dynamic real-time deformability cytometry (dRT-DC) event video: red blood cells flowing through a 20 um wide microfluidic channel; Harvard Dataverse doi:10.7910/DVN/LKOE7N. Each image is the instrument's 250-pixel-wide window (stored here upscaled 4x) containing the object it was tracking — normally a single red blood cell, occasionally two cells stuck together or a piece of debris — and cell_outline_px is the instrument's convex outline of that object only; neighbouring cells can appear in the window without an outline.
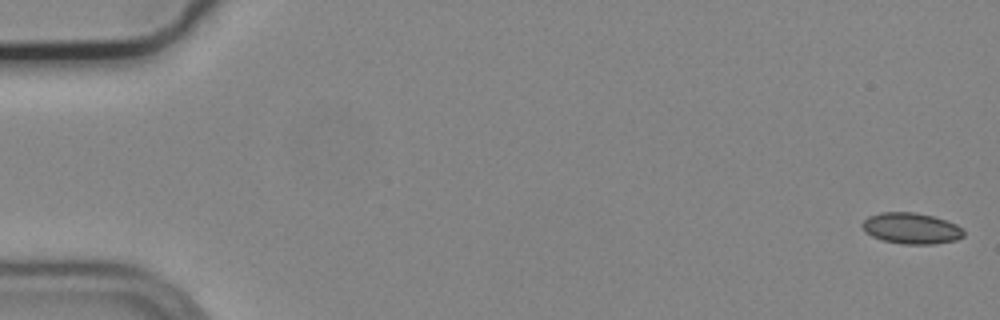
{"species": "common noctule bat (a hibernating species)", "species_latin": "Nyctalus noctula", "temperature_condition": "cold", "stored_images_in_passage": 55, "camera_frame_rate_fps": 3000, "um_per_image_px": 0.085, "animal": {"sex": "male", "body_mass_g": 19.2, "forearm_length_mm": 51.8}, "frame": {"image": 1, "passage_image": 1, "time_ms": 0.0, "image_size_px": [1000, 320], "cell_outline_px": [[964, 236], [956, 240], [932, 244], [904, 244], [884, 240], [872, 236], [864, 232], [860, 224], [868, 216], [880, 212], [912, 212], [932, 216], [956, 224], [964, 232]], "centroid_in_image_um": [77.41, 19.4], "position_along_channel_um": 7.6, "area_um2": 18.26}}
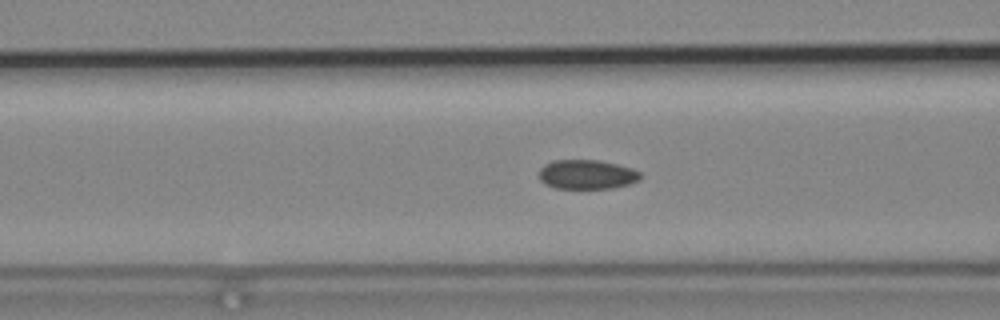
{"frame": {"image": 2, "passage_image": 22, "time_ms": 7.0, "image_size_px": [1000, 320], "cell_outline_px": [[640, 180], [628, 184], [612, 188], [556, 188], [544, 184], [540, 180], [540, 168], [544, 164], [552, 160], [600, 160], [632, 168], [640, 172]], "centroid_in_image_um": [49.87, 14.82], "position_along_channel_um": 116.7, "area_um2": 17.34}}
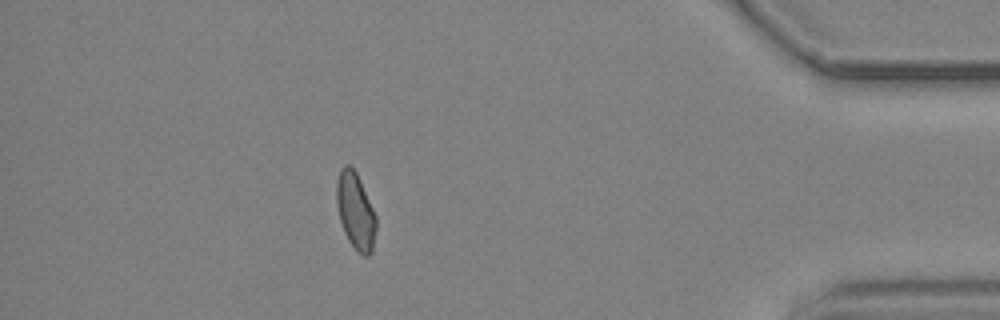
{"frame": {"image": 3, "passage_image": 49, "time_ms": 16.0, "image_size_px": [1000, 320], "cell_outline_px": [[376, 228], [372, 252], [368, 256], [364, 256], [356, 252], [348, 240], [344, 232], [340, 220], [336, 204], [336, 180], [340, 168], [344, 164], [352, 164], [360, 180], [376, 216]], "centroid_in_image_um": [30.2, 17.92], "position_along_channel_um": 405.0, "area_um2": 17.92}, "authors_computed_cell_mechanics": {"area_um2": 17.8602, "velocity_mm_per_s": 3.722, "shape_relaxation_time_tau1_ms": null, "shape_relaxation_time_tau2_ms": 3.1393, "deformation_change_tau1": null, "deformation_change_tau2": 0.075}}